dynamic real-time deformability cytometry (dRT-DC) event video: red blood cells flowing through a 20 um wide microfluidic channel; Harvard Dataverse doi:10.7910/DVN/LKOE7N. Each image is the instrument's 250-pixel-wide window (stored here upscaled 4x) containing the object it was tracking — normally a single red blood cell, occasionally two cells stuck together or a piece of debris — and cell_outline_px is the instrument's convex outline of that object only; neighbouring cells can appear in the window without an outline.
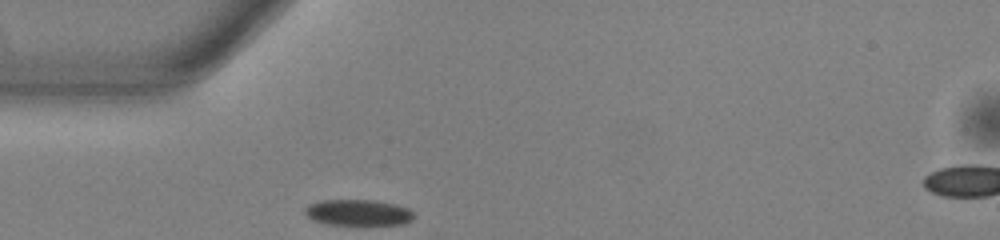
{"species": "common noctule bat (a hibernating species)", "species_latin": "Nyctalus noctula", "temperature_condition": "warm", "stored_images_in_passage": 2, "camera_frame_rate_fps": 3000, "um_per_image_px": 0.085, "animal": {"sex": "male", "body_mass_g": 13.0, "forearm_length_mm": 53.1}, "frame": {"image": 1, "passage_image": 1, "time_ms": 0.0, "image_size_px": [1000, 240], "cell_outline_px": [[416, 216], [412, 220], [404, 224], [328, 224], [316, 220], [308, 216], [304, 212], [304, 208], [308, 204], [320, 200], [376, 200], [396, 204], [408, 208]], "centroid_in_image_um": [30.47, 18.05], "position_along_channel_um": 54.5, "area_um2": 16.47}}